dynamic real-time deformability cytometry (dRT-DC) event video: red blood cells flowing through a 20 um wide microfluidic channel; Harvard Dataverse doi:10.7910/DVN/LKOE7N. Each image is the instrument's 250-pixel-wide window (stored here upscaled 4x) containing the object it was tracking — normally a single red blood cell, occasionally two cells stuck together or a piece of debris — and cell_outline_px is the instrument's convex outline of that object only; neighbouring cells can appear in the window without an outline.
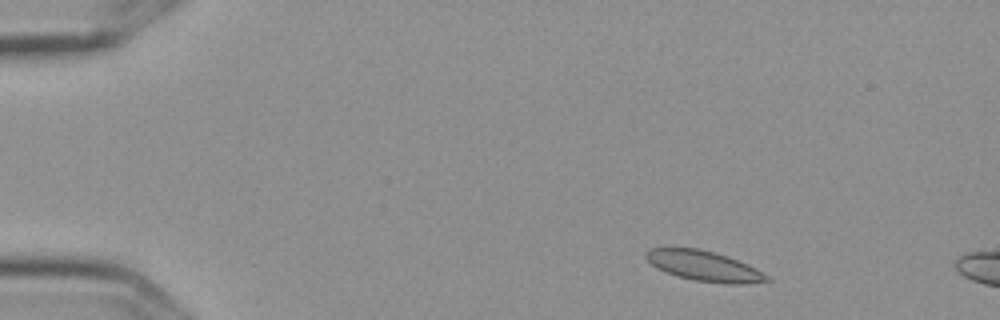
{"species": "Egyptian fruit bat (a non-hibernating species)", "species_latin": "Rousettus aegyptiacus", "temperature_condition": "cold", "stored_images_in_passage": 4, "camera_frame_rate_fps": 3000, "um_per_image_px": 0.085, "frame": {"image": 1, "passage_image": 2, "time_ms": 0.333, "image_size_px": [1000, 320], "cell_outline_px": [[772, 280], [748, 284], [724, 284], [696, 280], [676, 276], [664, 272], [656, 268], [644, 256], [644, 252], [648, 248], [696, 248], [716, 252], [728, 256], [748, 264], [764, 272]], "centroid_in_image_um": [59.86, 22.61], "position_along_channel_um": 25.1, "area_um2": 21.56}}